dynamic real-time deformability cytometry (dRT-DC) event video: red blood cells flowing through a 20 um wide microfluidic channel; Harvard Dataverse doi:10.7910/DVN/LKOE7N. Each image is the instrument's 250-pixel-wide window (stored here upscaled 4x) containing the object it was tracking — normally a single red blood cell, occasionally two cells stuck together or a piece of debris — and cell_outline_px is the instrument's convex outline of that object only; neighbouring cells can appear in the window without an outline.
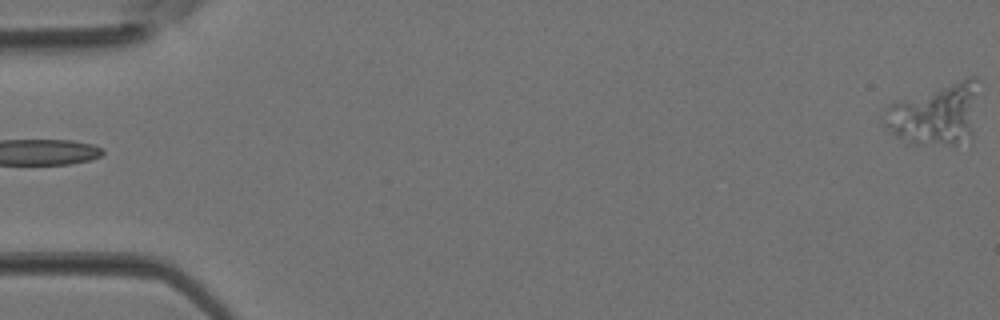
{"species": "Egyptian fruit bat (a non-hibernating species)", "species_latin": "Rousettus aegyptiacus", "temperature_condition": "room temperature", "stored_images_in_passage": 4, "segment_of_instrument_passage": [2, 2], "camera_frame_rate_fps": 3000, "um_per_image_px": 0.085, "animal": {"sex": "female"}, "frame": {"image": 1, "passage_image": 4, "time_ms": 1.0, "image_size_px": [1000, 320], "cell_outline_px": [[980, 80], [972, 140], [956, 148], [912, 144], [900, 140], [884, 124], [884, 108], [888, 104], [968, 76], [976, 76]], "centroid_in_image_um": [79.6, 9.77], "position_along_channel_um": 5.4, "area_um2": 35.26}}